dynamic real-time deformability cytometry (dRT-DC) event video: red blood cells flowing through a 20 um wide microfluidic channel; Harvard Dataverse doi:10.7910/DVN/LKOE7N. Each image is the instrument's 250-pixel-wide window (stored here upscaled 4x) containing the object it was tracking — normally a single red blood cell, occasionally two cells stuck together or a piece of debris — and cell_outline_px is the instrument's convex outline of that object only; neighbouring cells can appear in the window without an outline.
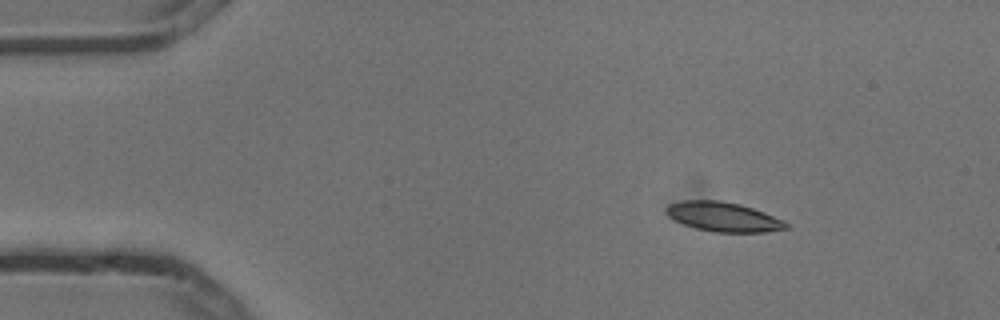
{"species": "common noctule bat (a hibernating species)", "species_latin": "Nyctalus noctula", "temperature_condition": "cold", "stored_images_in_passage": 5, "camera_frame_rate_fps": 3000, "um_per_image_px": 0.085, "animal": {"sex": "male", "body_mass_g": 13.3}, "frame": {"image": 1, "passage_image": 1, "time_ms": 0.0, "image_size_px": [1000, 320], "cell_outline_px": [[788, 228], [764, 232], [716, 232], [696, 228], [684, 224], [668, 216], [664, 208], [668, 204], [680, 200], [720, 200], [740, 204], [764, 212], [784, 220], [788, 224]], "centroid_in_image_um": [61.46, 18.42], "position_along_channel_um": 23.5, "area_um2": 20.58}}
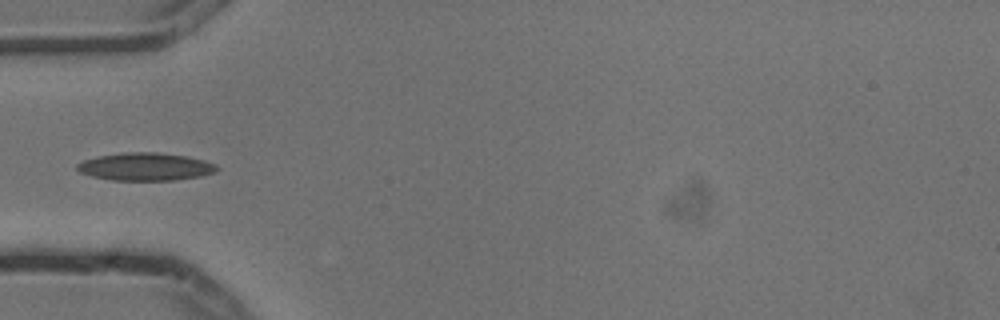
{"frame": {"image": 2, "passage_image": 4, "time_ms": 1.0, "image_size_px": [1000, 320], "cell_outline_px": [[220, 168], [216, 172], [200, 176], [172, 180], [112, 180], [92, 176], [80, 172], [76, 168], [76, 164], [84, 160], [96, 156], [124, 152], [156, 152], [184, 156], [204, 160], [216, 164]], "centroid_in_image_um": [12.36, 14.16], "position_along_channel_um": 72.6, "area_um2": 22.6}}
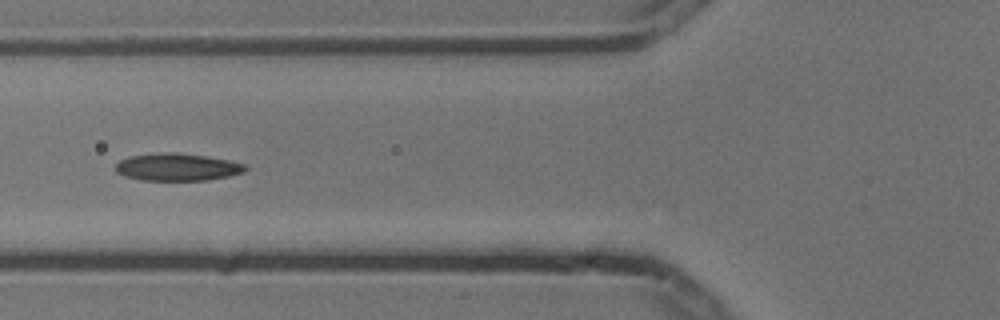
{"frame": {"image": 3, "passage_image": 5, "time_ms": 1.333, "image_size_px": [1000, 320], "cell_outline_px": [[248, 168], [244, 172], [228, 176], [208, 180], [140, 180], [124, 176], [116, 172], [116, 164], [120, 160], [128, 156], [160, 152], [176, 152], [204, 156], [228, 160], [244, 164]], "centroid_in_image_um": [15.04, 14.2], "position_along_channel_um": 110.8, "area_um2": 20.75}}